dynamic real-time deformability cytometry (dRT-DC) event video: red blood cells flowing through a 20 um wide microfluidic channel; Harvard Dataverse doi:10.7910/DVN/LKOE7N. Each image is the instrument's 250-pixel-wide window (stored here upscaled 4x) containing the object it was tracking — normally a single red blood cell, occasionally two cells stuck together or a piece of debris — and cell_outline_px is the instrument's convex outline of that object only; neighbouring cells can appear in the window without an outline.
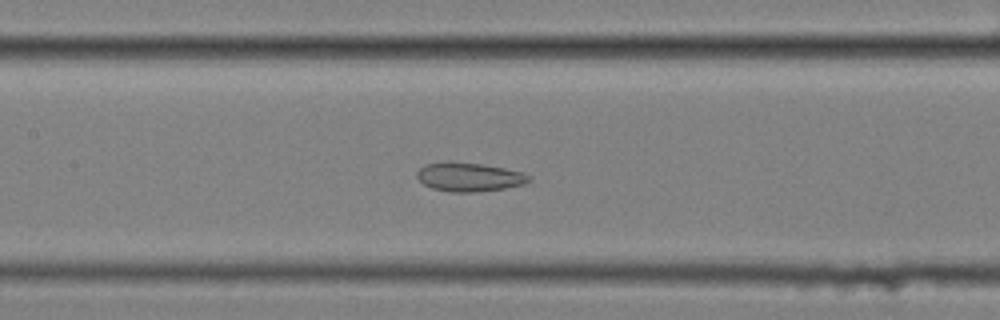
{"species": "common noctule bat (a hibernating species)", "species_latin": "Nyctalus noctula", "temperature_condition": "cold", "stored_images_in_passage": 50, "camera_frame_rate_fps": 3000, "um_per_image_px": 0.085, "animal": {"sex": "female", "body_mass_g": 25.1}, "frame": {"image": 1, "passage_image": 19, "time_ms": 6.0, "image_size_px": [1000, 320], "cell_outline_px": [[532, 180], [524, 184], [504, 188], [476, 192], [448, 192], [432, 188], [424, 184], [416, 176], [416, 172], [420, 168], [428, 164], [448, 160], [452, 160], [480, 164], [504, 168], [524, 172], [532, 176]], "centroid_in_image_um": [39.89, 15.03], "position_along_channel_um": 167.5, "area_um2": 19.07}}
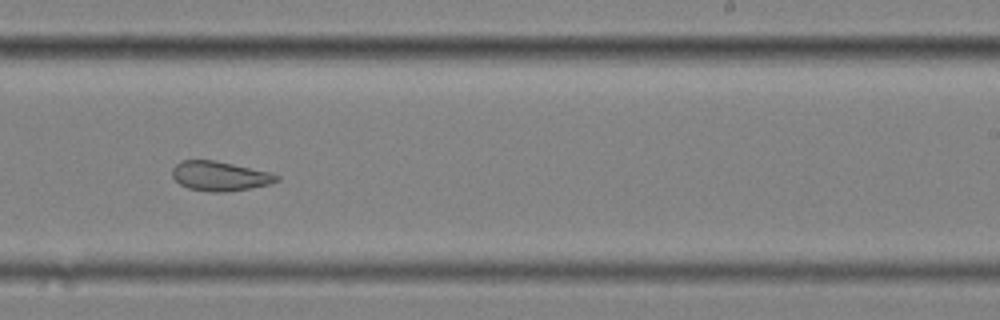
{"frame": {"image": 2, "passage_image": 28, "time_ms": 9.0, "image_size_px": [1000, 320], "cell_outline_px": [[280, 180], [272, 184], [228, 192], [212, 192], [188, 188], [180, 184], [172, 176], [172, 168], [180, 160], [212, 160], [272, 172], [280, 176]], "centroid_in_image_um": [18.72, 14.97], "position_along_channel_um": 270.3, "area_um2": 18.09}}
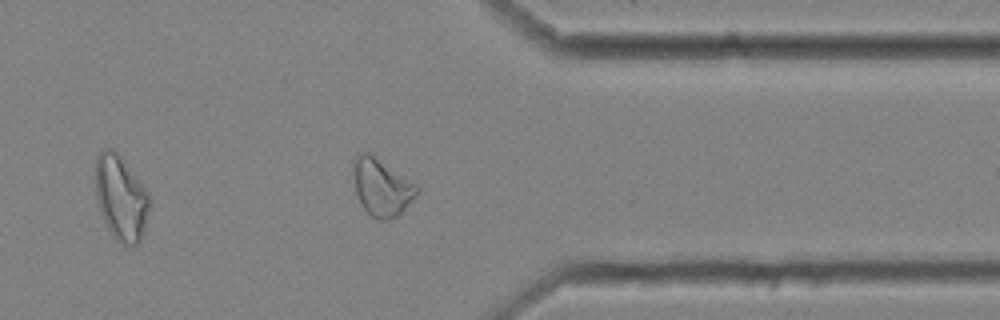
{"frame": {"image": 3, "passage_image": 38, "time_ms": 12.333, "image_size_px": [1000, 320], "cell_outline_px": [[420, 192], [396, 216], [388, 220], [376, 220], [360, 204], [356, 196], [352, 168], [352, 164], [356, 156], [360, 152], [372, 152], [416, 184], [420, 188]], "centroid_in_image_um": [32.42, 15.88], "position_along_channel_um": 379.0, "area_um2": 21.56}, "authors_computed_cell_mechanics": {"area_um2": 21.4149, "velocity_mm_per_s": 3.437, "shape_relaxation_time_tau1_ms": null, "shape_relaxation_time_tau2_ms": 2.2203, "deformation_change_tau1": null, "deformation_change_tau2": 0.0863}}